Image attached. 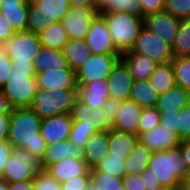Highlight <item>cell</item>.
I'll return each mask as SVG.
<instances>
[{
  "label": "cell",
  "mask_w": 190,
  "mask_h": 190,
  "mask_svg": "<svg viewBox=\"0 0 190 190\" xmlns=\"http://www.w3.org/2000/svg\"><path fill=\"white\" fill-rule=\"evenodd\" d=\"M176 134L180 141L190 136V107L187 105L176 114Z\"/></svg>",
  "instance_id": "cell-41"
},
{
  "label": "cell",
  "mask_w": 190,
  "mask_h": 190,
  "mask_svg": "<svg viewBox=\"0 0 190 190\" xmlns=\"http://www.w3.org/2000/svg\"><path fill=\"white\" fill-rule=\"evenodd\" d=\"M138 141L139 136L137 134L110 129L108 154L116 157L128 156Z\"/></svg>",
  "instance_id": "cell-25"
},
{
  "label": "cell",
  "mask_w": 190,
  "mask_h": 190,
  "mask_svg": "<svg viewBox=\"0 0 190 190\" xmlns=\"http://www.w3.org/2000/svg\"><path fill=\"white\" fill-rule=\"evenodd\" d=\"M1 88L13 108L30 107L37 92L35 72L11 71Z\"/></svg>",
  "instance_id": "cell-6"
},
{
  "label": "cell",
  "mask_w": 190,
  "mask_h": 190,
  "mask_svg": "<svg viewBox=\"0 0 190 190\" xmlns=\"http://www.w3.org/2000/svg\"><path fill=\"white\" fill-rule=\"evenodd\" d=\"M92 121L94 129L98 131H109L112 129V121L109 116L103 111V107L92 108Z\"/></svg>",
  "instance_id": "cell-43"
},
{
  "label": "cell",
  "mask_w": 190,
  "mask_h": 190,
  "mask_svg": "<svg viewBox=\"0 0 190 190\" xmlns=\"http://www.w3.org/2000/svg\"><path fill=\"white\" fill-rule=\"evenodd\" d=\"M160 111L156 106L143 108L140 121L137 127V135L151 131L160 124Z\"/></svg>",
  "instance_id": "cell-37"
},
{
  "label": "cell",
  "mask_w": 190,
  "mask_h": 190,
  "mask_svg": "<svg viewBox=\"0 0 190 190\" xmlns=\"http://www.w3.org/2000/svg\"><path fill=\"white\" fill-rule=\"evenodd\" d=\"M172 66L176 86L182 87L190 93V56L173 57Z\"/></svg>",
  "instance_id": "cell-36"
},
{
  "label": "cell",
  "mask_w": 190,
  "mask_h": 190,
  "mask_svg": "<svg viewBox=\"0 0 190 190\" xmlns=\"http://www.w3.org/2000/svg\"><path fill=\"white\" fill-rule=\"evenodd\" d=\"M11 70L21 72H35L33 63H12Z\"/></svg>",
  "instance_id": "cell-58"
},
{
  "label": "cell",
  "mask_w": 190,
  "mask_h": 190,
  "mask_svg": "<svg viewBox=\"0 0 190 190\" xmlns=\"http://www.w3.org/2000/svg\"><path fill=\"white\" fill-rule=\"evenodd\" d=\"M125 190H145L144 183L139 174L125 175L122 178Z\"/></svg>",
  "instance_id": "cell-48"
},
{
  "label": "cell",
  "mask_w": 190,
  "mask_h": 190,
  "mask_svg": "<svg viewBox=\"0 0 190 190\" xmlns=\"http://www.w3.org/2000/svg\"><path fill=\"white\" fill-rule=\"evenodd\" d=\"M98 14L96 7L71 6L69 12L61 20L69 40H85L91 22Z\"/></svg>",
  "instance_id": "cell-10"
},
{
  "label": "cell",
  "mask_w": 190,
  "mask_h": 190,
  "mask_svg": "<svg viewBox=\"0 0 190 190\" xmlns=\"http://www.w3.org/2000/svg\"><path fill=\"white\" fill-rule=\"evenodd\" d=\"M72 122L70 113L43 118L39 132L47 145H53L69 138Z\"/></svg>",
  "instance_id": "cell-15"
},
{
  "label": "cell",
  "mask_w": 190,
  "mask_h": 190,
  "mask_svg": "<svg viewBox=\"0 0 190 190\" xmlns=\"http://www.w3.org/2000/svg\"><path fill=\"white\" fill-rule=\"evenodd\" d=\"M158 190H180L179 187H174V188H170V187H160Z\"/></svg>",
  "instance_id": "cell-65"
},
{
  "label": "cell",
  "mask_w": 190,
  "mask_h": 190,
  "mask_svg": "<svg viewBox=\"0 0 190 190\" xmlns=\"http://www.w3.org/2000/svg\"><path fill=\"white\" fill-rule=\"evenodd\" d=\"M69 67L75 72L85 64L91 56L90 49L85 40H69L63 48Z\"/></svg>",
  "instance_id": "cell-30"
},
{
  "label": "cell",
  "mask_w": 190,
  "mask_h": 190,
  "mask_svg": "<svg viewBox=\"0 0 190 190\" xmlns=\"http://www.w3.org/2000/svg\"><path fill=\"white\" fill-rule=\"evenodd\" d=\"M90 177V174L71 177L70 179L61 183V190H83L89 183Z\"/></svg>",
  "instance_id": "cell-45"
},
{
  "label": "cell",
  "mask_w": 190,
  "mask_h": 190,
  "mask_svg": "<svg viewBox=\"0 0 190 190\" xmlns=\"http://www.w3.org/2000/svg\"><path fill=\"white\" fill-rule=\"evenodd\" d=\"M120 56L121 54H91L85 64L76 71L77 85L108 78Z\"/></svg>",
  "instance_id": "cell-11"
},
{
  "label": "cell",
  "mask_w": 190,
  "mask_h": 190,
  "mask_svg": "<svg viewBox=\"0 0 190 190\" xmlns=\"http://www.w3.org/2000/svg\"><path fill=\"white\" fill-rule=\"evenodd\" d=\"M190 93L179 86L170 88L165 93L160 94L157 109L161 111H180L188 105Z\"/></svg>",
  "instance_id": "cell-26"
},
{
  "label": "cell",
  "mask_w": 190,
  "mask_h": 190,
  "mask_svg": "<svg viewBox=\"0 0 190 190\" xmlns=\"http://www.w3.org/2000/svg\"><path fill=\"white\" fill-rule=\"evenodd\" d=\"M179 111H161L160 112V124L164 126V128H168L169 130H174V133L176 134V114H178Z\"/></svg>",
  "instance_id": "cell-49"
},
{
  "label": "cell",
  "mask_w": 190,
  "mask_h": 190,
  "mask_svg": "<svg viewBox=\"0 0 190 190\" xmlns=\"http://www.w3.org/2000/svg\"><path fill=\"white\" fill-rule=\"evenodd\" d=\"M124 53L146 55L158 64L168 63L173 59L171 46L145 26L130 51Z\"/></svg>",
  "instance_id": "cell-9"
},
{
  "label": "cell",
  "mask_w": 190,
  "mask_h": 190,
  "mask_svg": "<svg viewBox=\"0 0 190 190\" xmlns=\"http://www.w3.org/2000/svg\"><path fill=\"white\" fill-rule=\"evenodd\" d=\"M139 141L151 152L165 151L179 145L180 140L174 130L164 128L161 124L151 131L139 135Z\"/></svg>",
  "instance_id": "cell-17"
},
{
  "label": "cell",
  "mask_w": 190,
  "mask_h": 190,
  "mask_svg": "<svg viewBox=\"0 0 190 190\" xmlns=\"http://www.w3.org/2000/svg\"><path fill=\"white\" fill-rule=\"evenodd\" d=\"M34 190H61V183L45 170L37 171L34 177Z\"/></svg>",
  "instance_id": "cell-42"
},
{
  "label": "cell",
  "mask_w": 190,
  "mask_h": 190,
  "mask_svg": "<svg viewBox=\"0 0 190 190\" xmlns=\"http://www.w3.org/2000/svg\"><path fill=\"white\" fill-rule=\"evenodd\" d=\"M120 59L126 64L134 80L149 79L158 65L148 56L137 53H122Z\"/></svg>",
  "instance_id": "cell-24"
},
{
  "label": "cell",
  "mask_w": 190,
  "mask_h": 190,
  "mask_svg": "<svg viewBox=\"0 0 190 190\" xmlns=\"http://www.w3.org/2000/svg\"><path fill=\"white\" fill-rule=\"evenodd\" d=\"M180 19L169 14L165 10L146 15L144 17V26L155 33L172 47L176 39Z\"/></svg>",
  "instance_id": "cell-13"
},
{
  "label": "cell",
  "mask_w": 190,
  "mask_h": 190,
  "mask_svg": "<svg viewBox=\"0 0 190 190\" xmlns=\"http://www.w3.org/2000/svg\"><path fill=\"white\" fill-rule=\"evenodd\" d=\"M38 36L41 46L56 50H63L69 41L68 34L61 21L49 25L46 29L40 31Z\"/></svg>",
  "instance_id": "cell-29"
},
{
  "label": "cell",
  "mask_w": 190,
  "mask_h": 190,
  "mask_svg": "<svg viewBox=\"0 0 190 190\" xmlns=\"http://www.w3.org/2000/svg\"><path fill=\"white\" fill-rule=\"evenodd\" d=\"M92 117L81 118L79 121L72 122L71 133L69 134L68 140L75 143L80 148H84L88 139L97 132L94 129V122L91 120Z\"/></svg>",
  "instance_id": "cell-33"
},
{
  "label": "cell",
  "mask_w": 190,
  "mask_h": 190,
  "mask_svg": "<svg viewBox=\"0 0 190 190\" xmlns=\"http://www.w3.org/2000/svg\"><path fill=\"white\" fill-rule=\"evenodd\" d=\"M164 10L178 19L190 18V0H165Z\"/></svg>",
  "instance_id": "cell-40"
},
{
  "label": "cell",
  "mask_w": 190,
  "mask_h": 190,
  "mask_svg": "<svg viewBox=\"0 0 190 190\" xmlns=\"http://www.w3.org/2000/svg\"><path fill=\"white\" fill-rule=\"evenodd\" d=\"M13 107L0 89V114H11Z\"/></svg>",
  "instance_id": "cell-56"
},
{
  "label": "cell",
  "mask_w": 190,
  "mask_h": 190,
  "mask_svg": "<svg viewBox=\"0 0 190 190\" xmlns=\"http://www.w3.org/2000/svg\"><path fill=\"white\" fill-rule=\"evenodd\" d=\"M71 6L95 7L94 0H69Z\"/></svg>",
  "instance_id": "cell-59"
},
{
  "label": "cell",
  "mask_w": 190,
  "mask_h": 190,
  "mask_svg": "<svg viewBox=\"0 0 190 190\" xmlns=\"http://www.w3.org/2000/svg\"><path fill=\"white\" fill-rule=\"evenodd\" d=\"M179 147L182 153V157L185 160L188 169H190V143L186 140L180 141Z\"/></svg>",
  "instance_id": "cell-57"
},
{
  "label": "cell",
  "mask_w": 190,
  "mask_h": 190,
  "mask_svg": "<svg viewBox=\"0 0 190 190\" xmlns=\"http://www.w3.org/2000/svg\"><path fill=\"white\" fill-rule=\"evenodd\" d=\"M186 141H188L189 143H190V136L187 138V140Z\"/></svg>",
  "instance_id": "cell-67"
},
{
  "label": "cell",
  "mask_w": 190,
  "mask_h": 190,
  "mask_svg": "<svg viewBox=\"0 0 190 190\" xmlns=\"http://www.w3.org/2000/svg\"><path fill=\"white\" fill-rule=\"evenodd\" d=\"M91 54H121L115 47L105 19L98 14L85 38Z\"/></svg>",
  "instance_id": "cell-12"
},
{
  "label": "cell",
  "mask_w": 190,
  "mask_h": 190,
  "mask_svg": "<svg viewBox=\"0 0 190 190\" xmlns=\"http://www.w3.org/2000/svg\"><path fill=\"white\" fill-rule=\"evenodd\" d=\"M120 101H117L113 98H108L103 105V111L109 116V119L113 122L116 117V113L120 108Z\"/></svg>",
  "instance_id": "cell-53"
},
{
  "label": "cell",
  "mask_w": 190,
  "mask_h": 190,
  "mask_svg": "<svg viewBox=\"0 0 190 190\" xmlns=\"http://www.w3.org/2000/svg\"><path fill=\"white\" fill-rule=\"evenodd\" d=\"M147 168L162 187L170 188L179 187L189 170L179 145L165 151L152 152Z\"/></svg>",
  "instance_id": "cell-2"
},
{
  "label": "cell",
  "mask_w": 190,
  "mask_h": 190,
  "mask_svg": "<svg viewBox=\"0 0 190 190\" xmlns=\"http://www.w3.org/2000/svg\"><path fill=\"white\" fill-rule=\"evenodd\" d=\"M171 48L173 57L190 56V18L180 21L177 36Z\"/></svg>",
  "instance_id": "cell-34"
},
{
  "label": "cell",
  "mask_w": 190,
  "mask_h": 190,
  "mask_svg": "<svg viewBox=\"0 0 190 190\" xmlns=\"http://www.w3.org/2000/svg\"><path fill=\"white\" fill-rule=\"evenodd\" d=\"M12 60L7 52L0 46V89L6 84L11 75Z\"/></svg>",
  "instance_id": "cell-44"
},
{
  "label": "cell",
  "mask_w": 190,
  "mask_h": 190,
  "mask_svg": "<svg viewBox=\"0 0 190 190\" xmlns=\"http://www.w3.org/2000/svg\"><path fill=\"white\" fill-rule=\"evenodd\" d=\"M94 3L99 13H102L112 3V0H94Z\"/></svg>",
  "instance_id": "cell-60"
},
{
  "label": "cell",
  "mask_w": 190,
  "mask_h": 190,
  "mask_svg": "<svg viewBox=\"0 0 190 190\" xmlns=\"http://www.w3.org/2000/svg\"><path fill=\"white\" fill-rule=\"evenodd\" d=\"M109 94L107 78L83 83L77 89V98L92 108L103 107Z\"/></svg>",
  "instance_id": "cell-20"
},
{
  "label": "cell",
  "mask_w": 190,
  "mask_h": 190,
  "mask_svg": "<svg viewBox=\"0 0 190 190\" xmlns=\"http://www.w3.org/2000/svg\"><path fill=\"white\" fill-rule=\"evenodd\" d=\"M70 115L73 121H79L81 118L91 117L92 107L84 104L77 98L71 108Z\"/></svg>",
  "instance_id": "cell-46"
},
{
  "label": "cell",
  "mask_w": 190,
  "mask_h": 190,
  "mask_svg": "<svg viewBox=\"0 0 190 190\" xmlns=\"http://www.w3.org/2000/svg\"><path fill=\"white\" fill-rule=\"evenodd\" d=\"M16 3H30V0H0V5Z\"/></svg>",
  "instance_id": "cell-61"
},
{
  "label": "cell",
  "mask_w": 190,
  "mask_h": 190,
  "mask_svg": "<svg viewBox=\"0 0 190 190\" xmlns=\"http://www.w3.org/2000/svg\"><path fill=\"white\" fill-rule=\"evenodd\" d=\"M148 80L159 94L176 86L172 63L158 64Z\"/></svg>",
  "instance_id": "cell-32"
},
{
  "label": "cell",
  "mask_w": 190,
  "mask_h": 190,
  "mask_svg": "<svg viewBox=\"0 0 190 190\" xmlns=\"http://www.w3.org/2000/svg\"><path fill=\"white\" fill-rule=\"evenodd\" d=\"M37 89H78L76 72L74 70H54L36 73Z\"/></svg>",
  "instance_id": "cell-16"
},
{
  "label": "cell",
  "mask_w": 190,
  "mask_h": 190,
  "mask_svg": "<svg viewBox=\"0 0 190 190\" xmlns=\"http://www.w3.org/2000/svg\"><path fill=\"white\" fill-rule=\"evenodd\" d=\"M103 12L128 13L142 17L139 0H112V3Z\"/></svg>",
  "instance_id": "cell-39"
},
{
  "label": "cell",
  "mask_w": 190,
  "mask_h": 190,
  "mask_svg": "<svg viewBox=\"0 0 190 190\" xmlns=\"http://www.w3.org/2000/svg\"><path fill=\"white\" fill-rule=\"evenodd\" d=\"M142 111L143 107L135 101L127 100L121 102L115 120L112 122V129L137 134V127Z\"/></svg>",
  "instance_id": "cell-18"
},
{
  "label": "cell",
  "mask_w": 190,
  "mask_h": 190,
  "mask_svg": "<svg viewBox=\"0 0 190 190\" xmlns=\"http://www.w3.org/2000/svg\"><path fill=\"white\" fill-rule=\"evenodd\" d=\"M159 96L160 94L148 79L134 80L129 100L135 101L143 108L154 107L157 105Z\"/></svg>",
  "instance_id": "cell-28"
},
{
  "label": "cell",
  "mask_w": 190,
  "mask_h": 190,
  "mask_svg": "<svg viewBox=\"0 0 190 190\" xmlns=\"http://www.w3.org/2000/svg\"><path fill=\"white\" fill-rule=\"evenodd\" d=\"M10 190H34V179L8 183Z\"/></svg>",
  "instance_id": "cell-55"
},
{
  "label": "cell",
  "mask_w": 190,
  "mask_h": 190,
  "mask_svg": "<svg viewBox=\"0 0 190 190\" xmlns=\"http://www.w3.org/2000/svg\"><path fill=\"white\" fill-rule=\"evenodd\" d=\"M139 175L144 183L145 190H158L162 187L158 179H155V177L151 174L150 169H145Z\"/></svg>",
  "instance_id": "cell-50"
},
{
  "label": "cell",
  "mask_w": 190,
  "mask_h": 190,
  "mask_svg": "<svg viewBox=\"0 0 190 190\" xmlns=\"http://www.w3.org/2000/svg\"><path fill=\"white\" fill-rule=\"evenodd\" d=\"M76 99L77 89H37L33 103L29 108L43 119L70 113Z\"/></svg>",
  "instance_id": "cell-4"
},
{
  "label": "cell",
  "mask_w": 190,
  "mask_h": 190,
  "mask_svg": "<svg viewBox=\"0 0 190 190\" xmlns=\"http://www.w3.org/2000/svg\"><path fill=\"white\" fill-rule=\"evenodd\" d=\"M151 151L140 141L127 156L125 160V171L127 175L140 174L148 167Z\"/></svg>",
  "instance_id": "cell-31"
},
{
  "label": "cell",
  "mask_w": 190,
  "mask_h": 190,
  "mask_svg": "<svg viewBox=\"0 0 190 190\" xmlns=\"http://www.w3.org/2000/svg\"><path fill=\"white\" fill-rule=\"evenodd\" d=\"M0 190H10L8 183L2 179H0Z\"/></svg>",
  "instance_id": "cell-64"
},
{
  "label": "cell",
  "mask_w": 190,
  "mask_h": 190,
  "mask_svg": "<svg viewBox=\"0 0 190 190\" xmlns=\"http://www.w3.org/2000/svg\"><path fill=\"white\" fill-rule=\"evenodd\" d=\"M12 148L13 146L7 140L0 141V176L2 174L4 165L11 156Z\"/></svg>",
  "instance_id": "cell-52"
},
{
  "label": "cell",
  "mask_w": 190,
  "mask_h": 190,
  "mask_svg": "<svg viewBox=\"0 0 190 190\" xmlns=\"http://www.w3.org/2000/svg\"><path fill=\"white\" fill-rule=\"evenodd\" d=\"M35 73L54 70H72L64 56L63 50H56L41 46L33 61Z\"/></svg>",
  "instance_id": "cell-22"
},
{
  "label": "cell",
  "mask_w": 190,
  "mask_h": 190,
  "mask_svg": "<svg viewBox=\"0 0 190 190\" xmlns=\"http://www.w3.org/2000/svg\"><path fill=\"white\" fill-rule=\"evenodd\" d=\"M126 158L127 156L116 157L108 154L94 168H91L90 171L107 172L114 177L122 179L126 175L124 166Z\"/></svg>",
  "instance_id": "cell-35"
},
{
  "label": "cell",
  "mask_w": 190,
  "mask_h": 190,
  "mask_svg": "<svg viewBox=\"0 0 190 190\" xmlns=\"http://www.w3.org/2000/svg\"><path fill=\"white\" fill-rule=\"evenodd\" d=\"M45 171L60 183L71 177L90 174V168L82 158L70 157L51 164Z\"/></svg>",
  "instance_id": "cell-19"
},
{
  "label": "cell",
  "mask_w": 190,
  "mask_h": 190,
  "mask_svg": "<svg viewBox=\"0 0 190 190\" xmlns=\"http://www.w3.org/2000/svg\"><path fill=\"white\" fill-rule=\"evenodd\" d=\"M41 159L25 148H12L9 160L4 165L0 179L7 183L34 179L36 172L41 171Z\"/></svg>",
  "instance_id": "cell-7"
},
{
  "label": "cell",
  "mask_w": 190,
  "mask_h": 190,
  "mask_svg": "<svg viewBox=\"0 0 190 190\" xmlns=\"http://www.w3.org/2000/svg\"><path fill=\"white\" fill-rule=\"evenodd\" d=\"M71 8L69 0H30L27 30L39 33L54 22H59Z\"/></svg>",
  "instance_id": "cell-5"
},
{
  "label": "cell",
  "mask_w": 190,
  "mask_h": 190,
  "mask_svg": "<svg viewBox=\"0 0 190 190\" xmlns=\"http://www.w3.org/2000/svg\"><path fill=\"white\" fill-rule=\"evenodd\" d=\"M91 178L95 180L98 190H125L123 181L107 172L90 171Z\"/></svg>",
  "instance_id": "cell-38"
},
{
  "label": "cell",
  "mask_w": 190,
  "mask_h": 190,
  "mask_svg": "<svg viewBox=\"0 0 190 190\" xmlns=\"http://www.w3.org/2000/svg\"><path fill=\"white\" fill-rule=\"evenodd\" d=\"M133 82L134 79L132 78L130 70L126 64L119 59L107 78L108 89L110 91L109 97L120 102L129 100Z\"/></svg>",
  "instance_id": "cell-14"
},
{
  "label": "cell",
  "mask_w": 190,
  "mask_h": 190,
  "mask_svg": "<svg viewBox=\"0 0 190 190\" xmlns=\"http://www.w3.org/2000/svg\"><path fill=\"white\" fill-rule=\"evenodd\" d=\"M15 34L6 18L0 13V46L7 42Z\"/></svg>",
  "instance_id": "cell-51"
},
{
  "label": "cell",
  "mask_w": 190,
  "mask_h": 190,
  "mask_svg": "<svg viewBox=\"0 0 190 190\" xmlns=\"http://www.w3.org/2000/svg\"><path fill=\"white\" fill-rule=\"evenodd\" d=\"M142 8V17L164 10L165 0H139Z\"/></svg>",
  "instance_id": "cell-47"
},
{
  "label": "cell",
  "mask_w": 190,
  "mask_h": 190,
  "mask_svg": "<svg viewBox=\"0 0 190 190\" xmlns=\"http://www.w3.org/2000/svg\"><path fill=\"white\" fill-rule=\"evenodd\" d=\"M42 119L29 107L13 108L7 141L14 148H25L42 159L47 146L39 130Z\"/></svg>",
  "instance_id": "cell-1"
},
{
  "label": "cell",
  "mask_w": 190,
  "mask_h": 190,
  "mask_svg": "<svg viewBox=\"0 0 190 190\" xmlns=\"http://www.w3.org/2000/svg\"><path fill=\"white\" fill-rule=\"evenodd\" d=\"M67 157L81 158L82 148L68 139L57 142L53 145H47L44 151V156L41 159L42 169L45 170L51 164L63 160Z\"/></svg>",
  "instance_id": "cell-23"
},
{
  "label": "cell",
  "mask_w": 190,
  "mask_h": 190,
  "mask_svg": "<svg viewBox=\"0 0 190 190\" xmlns=\"http://www.w3.org/2000/svg\"><path fill=\"white\" fill-rule=\"evenodd\" d=\"M29 3L0 5V13L6 18L14 32L27 30Z\"/></svg>",
  "instance_id": "cell-27"
},
{
  "label": "cell",
  "mask_w": 190,
  "mask_h": 190,
  "mask_svg": "<svg viewBox=\"0 0 190 190\" xmlns=\"http://www.w3.org/2000/svg\"><path fill=\"white\" fill-rule=\"evenodd\" d=\"M106 21L116 49L122 54L130 51L144 27V17L120 12L99 13Z\"/></svg>",
  "instance_id": "cell-3"
},
{
  "label": "cell",
  "mask_w": 190,
  "mask_h": 190,
  "mask_svg": "<svg viewBox=\"0 0 190 190\" xmlns=\"http://www.w3.org/2000/svg\"><path fill=\"white\" fill-rule=\"evenodd\" d=\"M41 42L38 33L31 31L15 32V34L2 45L12 60V63H33L38 54Z\"/></svg>",
  "instance_id": "cell-8"
},
{
  "label": "cell",
  "mask_w": 190,
  "mask_h": 190,
  "mask_svg": "<svg viewBox=\"0 0 190 190\" xmlns=\"http://www.w3.org/2000/svg\"><path fill=\"white\" fill-rule=\"evenodd\" d=\"M185 182L190 183V169L188 170V174H187V177L185 179Z\"/></svg>",
  "instance_id": "cell-66"
},
{
  "label": "cell",
  "mask_w": 190,
  "mask_h": 190,
  "mask_svg": "<svg viewBox=\"0 0 190 190\" xmlns=\"http://www.w3.org/2000/svg\"><path fill=\"white\" fill-rule=\"evenodd\" d=\"M10 114H0V141H6L9 134Z\"/></svg>",
  "instance_id": "cell-54"
},
{
  "label": "cell",
  "mask_w": 190,
  "mask_h": 190,
  "mask_svg": "<svg viewBox=\"0 0 190 190\" xmlns=\"http://www.w3.org/2000/svg\"><path fill=\"white\" fill-rule=\"evenodd\" d=\"M179 188L180 190H190V183L183 181L181 182Z\"/></svg>",
  "instance_id": "cell-63"
},
{
  "label": "cell",
  "mask_w": 190,
  "mask_h": 190,
  "mask_svg": "<svg viewBox=\"0 0 190 190\" xmlns=\"http://www.w3.org/2000/svg\"><path fill=\"white\" fill-rule=\"evenodd\" d=\"M83 190H98L97 183L91 177L89 179V183L87 184L86 188Z\"/></svg>",
  "instance_id": "cell-62"
},
{
  "label": "cell",
  "mask_w": 190,
  "mask_h": 190,
  "mask_svg": "<svg viewBox=\"0 0 190 190\" xmlns=\"http://www.w3.org/2000/svg\"><path fill=\"white\" fill-rule=\"evenodd\" d=\"M109 131L95 132L82 149V159L91 169L108 155Z\"/></svg>",
  "instance_id": "cell-21"
}]
</instances>
